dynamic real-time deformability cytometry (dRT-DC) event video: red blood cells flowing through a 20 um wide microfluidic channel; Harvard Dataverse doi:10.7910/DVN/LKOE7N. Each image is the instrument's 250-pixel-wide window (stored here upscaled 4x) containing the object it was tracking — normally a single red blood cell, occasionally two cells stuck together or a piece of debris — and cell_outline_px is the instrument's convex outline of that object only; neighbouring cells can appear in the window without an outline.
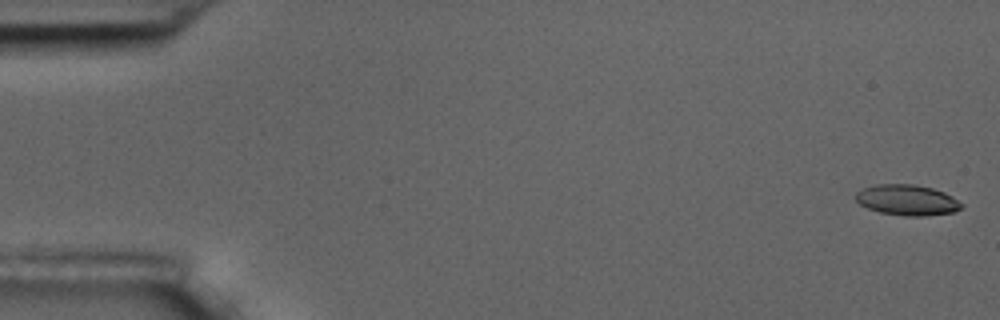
{"species": "common noctule bat (a hibernating species)", "species_latin": "Nyctalus noctula", "temperature_condition": "room temperature", "stored_images_in_passage": 55, "camera_frame_rate_fps": 3000, "um_per_image_px": 0.085, "animal": {"sex": "male", "body_mass_g": 17.5, "forearm_length_mm": 52.3}, "frame": {"image": 1, "passage_image": 1, "time_ms": 0.0, "image_size_px": [1000, 320], "cell_outline_px": [[964, 208], [952, 212], [924, 216], [904, 216], [880, 212], [868, 208], [860, 204], [856, 200], [856, 192], [864, 188], [876, 184], [912, 184], [932, 188], [944, 192], [952, 196], [964, 204]], "centroid_in_image_um": [77.13, 17.0], "position_along_channel_um": 7.9, "area_um2": 18.9}}
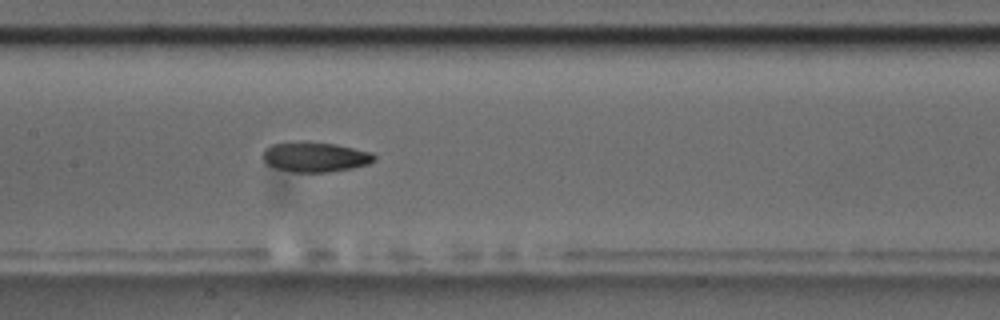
{"frame": {"image": 2, "passage_image": 27, "time_ms": 8.667, "image_size_px": [1000, 320], "cell_outline_px": [[376, 160], [368, 164], [352, 168], [328, 172], [292, 172], [272, 168], [264, 160], [264, 148], [272, 144], [300, 140], [336, 144], [372, 152], [376, 156]], "centroid_in_image_um": [26.78, 13.33], "position_along_channel_um": 180.6, "area_um2": 19.77}}
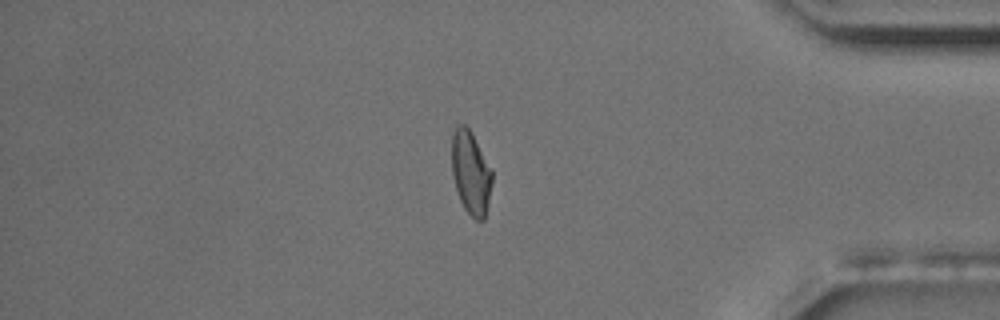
{"frame": {"image": 3, "passage_image": 47, "time_ms": 15.333, "image_size_px": [1000, 320], "cell_outline_px": [[492, 184], [488, 204], [484, 220], [476, 220], [464, 208], [460, 200], [452, 176], [452, 136], [456, 128], [460, 124], [464, 124], [472, 132], [492, 168]], "centroid_in_image_um": [40.03, 14.67], "position_along_channel_um": 395.2, "area_um2": 19.65}, "authors_computed_cell_mechanics": {"area_um2": 19.652, "velocity_mm_per_s": 3.6465, "shape_relaxation_time_tau1_ms": 7.5146, "shape_relaxation_time_tau2_ms": 1.6585, "deformation_change_tau1": 0.1959, "deformation_change_tau2": 0.079}}